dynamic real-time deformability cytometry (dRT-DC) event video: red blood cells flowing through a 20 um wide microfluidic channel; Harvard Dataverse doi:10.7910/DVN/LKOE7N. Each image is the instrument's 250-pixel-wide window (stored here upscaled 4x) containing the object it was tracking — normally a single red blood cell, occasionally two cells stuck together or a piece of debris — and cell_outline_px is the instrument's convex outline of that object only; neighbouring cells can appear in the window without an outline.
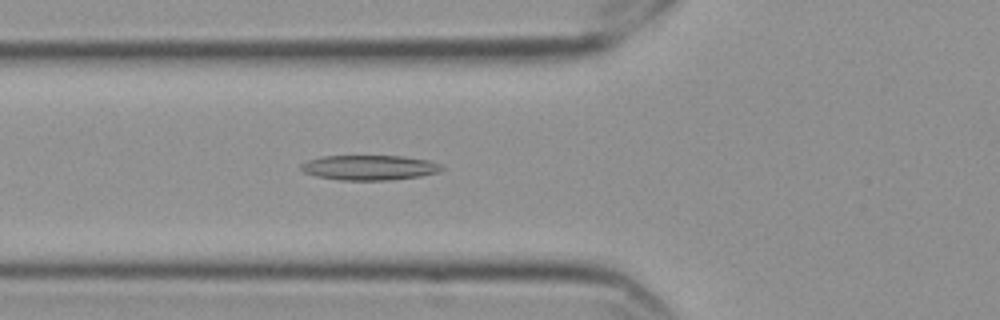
{"species": "Egyptian fruit bat (a non-hibernating species)", "species_latin": "Rousettus aegyptiacus", "temperature_condition": "cold", "stored_images_in_passage": 43, "camera_frame_rate_fps": 3000, "um_per_image_px": 0.085, "frame": {"image": 1, "passage_image": 7, "time_ms": 2.0, "image_size_px": [1000, 320], "cell_outline_px": [[444, 168], [440, 172], [420, 176], [392, 180], [340, 180], [316, 176], [304, 172], [300, 168], [300, 164], [308, 160], [320, 156], [400, 156], [428, 160], [440, 164]], "centroid_in_image_um": [31.39, 14.24], "position_along_channel_um": 94.4, "area_um2": 20.52}}
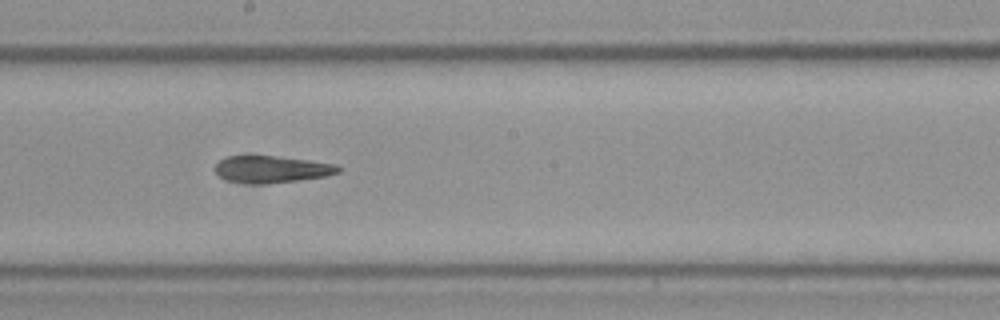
{"frame": {"image": 2, "passage_image": 18, "time_ms": 5.667, "image_size_px": [1000, 320], "cell_outline_px": [[340, 172], [324, 176], [296, 180], [264, 184], [252, 184], [228, 180], [220, 176], [212, 168], [220, 160], [228, 156], [276, 156], [308, 160], [336, 164], [340, 168]], "centroid_in_image_um": [23.06, 14.38], "position_along_channel_um": 225.1, "area_um2": 19.13}}
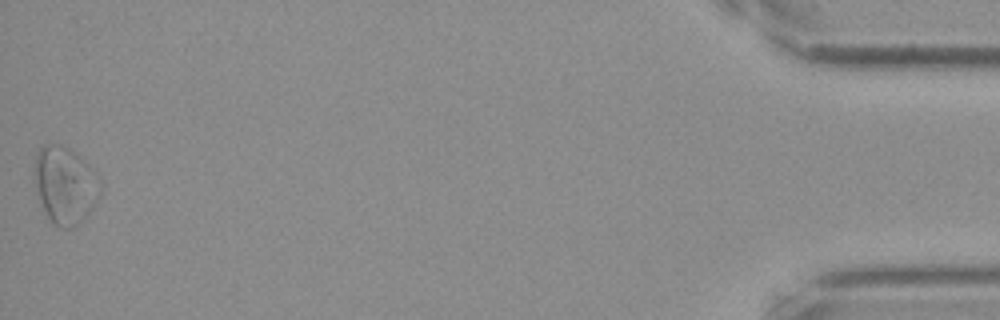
{"frame": {"image": 3, "passage_image": 43, "time_ms": 14.0, "image_size_px": [1000, 320], "cell_outline_px": [[100, 192], [92, 208], [72, 228], [60, 228], [48, 216], [40, 200], [32, 180], [32, 172], [36, 156], [40, 148], [44, 144], [60, 144], [68, 148], [88, 164], [96, 172], [100, 180]], "centroid_in_image_um": [5.49, 15.69], "position_along_channel_um": 429.7, "area_um2": 29.3}}